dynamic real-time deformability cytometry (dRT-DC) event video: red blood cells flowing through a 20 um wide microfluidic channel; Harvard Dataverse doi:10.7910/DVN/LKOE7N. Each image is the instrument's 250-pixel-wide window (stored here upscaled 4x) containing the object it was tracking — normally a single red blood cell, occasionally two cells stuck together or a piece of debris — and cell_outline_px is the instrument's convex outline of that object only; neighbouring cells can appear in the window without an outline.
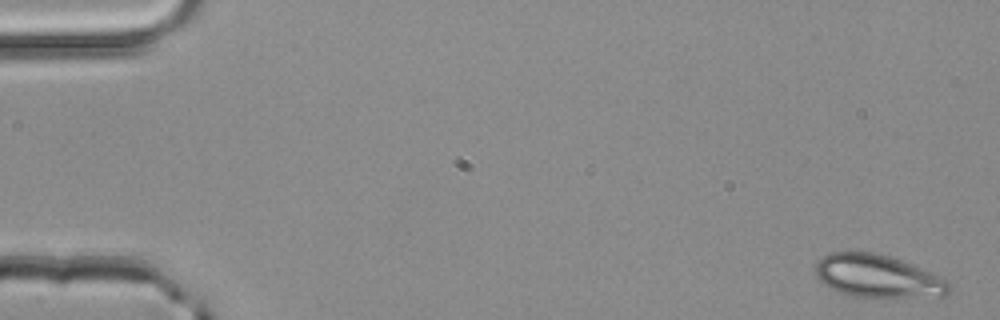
{"species": "common noctule bat (a hibernating species)", "species_latin": "Nyctalus noctula", "temperature_condition": "room temperature", "stored_images_in_passage": 4, "camera_frame_rate_fps": 3000, "um_per_image_px": 0.085, "animal": {"sex": "male", "body_mass_g": 20.4}, "frame": {"image": 1, "passage_image": 1, "time_ms": 0.0, "image_size_px": [1000, 320], "cell_outline_px": [[952, 288], [948, 296], [856, 296], [840, 292], [824, 284], [816, 276], [816, 264], [824, 256], [832, 252], [872, 252], [888, 256], [900, 260], [932, 272], [948, 280]], "centroid_in_image_um": [74.65, 23.47], "position_along_channel_um": 10.3, "area_um2": 32.77}}
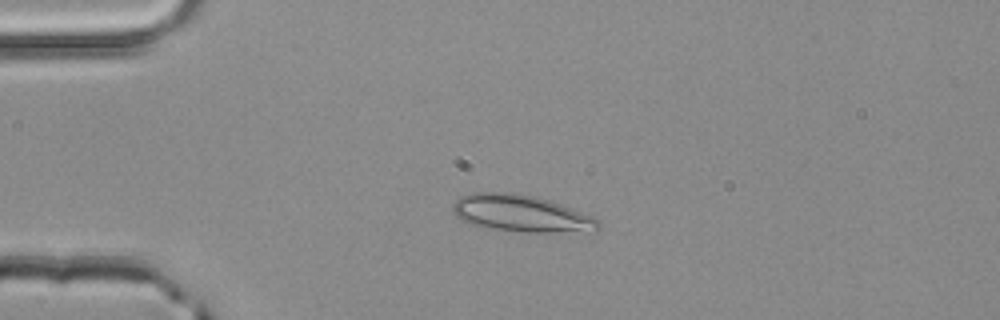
{"frame": {"image": 2, "passage_image": 3, "time_ms": 0.667, "image_size_px": [1000, 320], "cell_outline_px": [[600, 224], [596, 228], [548, 232], [524, 232], [484, 228], [468, 224], [460, 220], [456, 216], [452, 208], [452, 204], [460, 196], [472, 192], [516, 192], [548, 200], [560, 204], [592, 216], [600, 220]], "centroid_in_image_um": [44.15, 18.12], "position_along_channel_um": 40.9, "area_um2": 30.98}}